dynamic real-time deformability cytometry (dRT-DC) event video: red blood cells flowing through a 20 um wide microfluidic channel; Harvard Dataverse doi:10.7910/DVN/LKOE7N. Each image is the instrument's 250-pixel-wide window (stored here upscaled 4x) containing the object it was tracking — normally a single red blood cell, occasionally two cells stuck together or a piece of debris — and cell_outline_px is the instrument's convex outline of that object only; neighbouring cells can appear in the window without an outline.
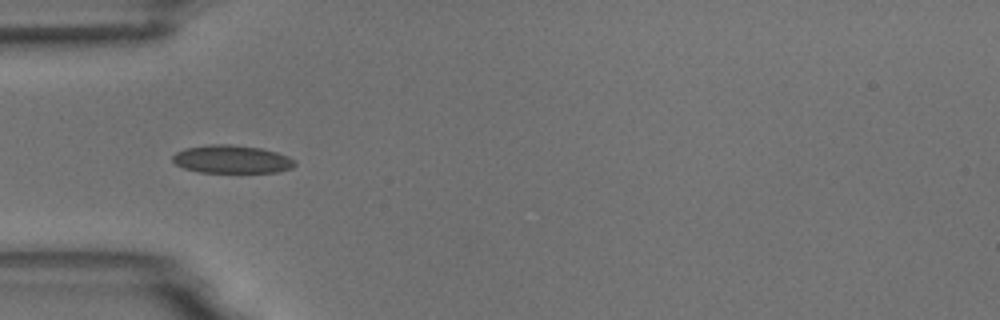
{"species": "common noctule bat (a hibernating species)", "species_latin": "Nyctalus noctula", "temperature_condition": "room temperature", "stored_images_in_passage": 10, "camera_frame_rate_fps": 3000, "um_per_image_px": 0.085, "animal": {"sex": "male", "body_mass_g": 18.8}, "frame": {"image": 1, "passage_image": 4, "time_ms": 3.333, "image_size_px": [1000, 320], "cell_outline_px": [[296, 164], [292, 168], [276, 172], [200, 172], [184, 168], [176, 164], [172, 160], [172, 156], [176, 152], [184, 148], [208, 144], [232, 144], [260, 148], [276, 152], [288, 156], [296, 160]], "centroid_in_image_um": [19.7, 13.53], "position_along_channel_um": 65.3, "area_um2": 20.06}}
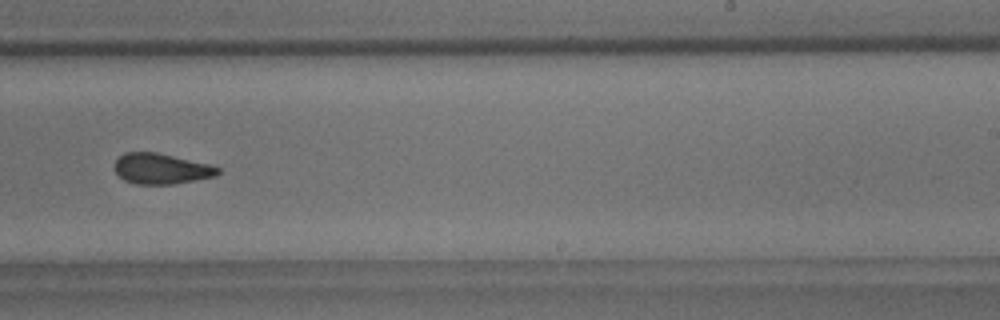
{"frame": {"image": 2, "passage_image": 9, "time_ms": 9.0, "image_size_px": [1000, 320], "cell_outline_px": [[220, 172], [216, 176], [172, 184], [136, 184], [124, 180], [112, 168], [112, 164], [124, 152], [156, 152], [208, 164], [220, 168]], "centroid_in_image_um": [13.65, 14.34], "position_along_channel_um": 275.3, "area_um2": 18.38}}